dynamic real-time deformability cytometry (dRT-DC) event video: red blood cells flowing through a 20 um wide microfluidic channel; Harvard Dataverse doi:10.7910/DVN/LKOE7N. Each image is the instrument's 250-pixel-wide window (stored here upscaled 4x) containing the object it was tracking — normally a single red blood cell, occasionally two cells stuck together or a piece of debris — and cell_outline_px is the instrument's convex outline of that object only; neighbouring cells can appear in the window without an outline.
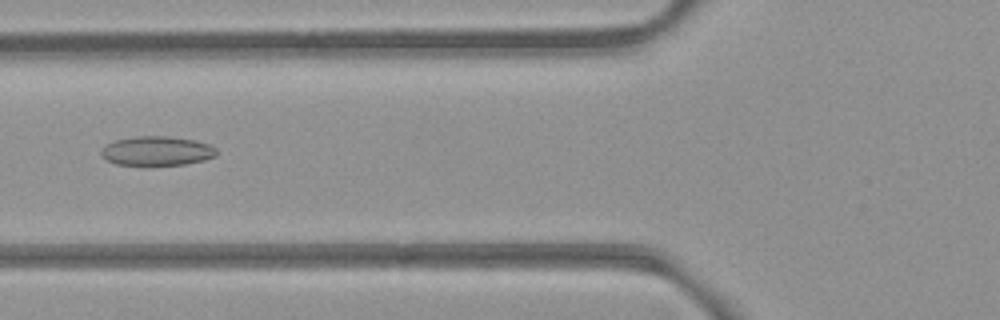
{"species": "common noctule bat (a hibernating species)", "species_latin": "Nyctalus noctula", "temperature_condition": "room temperature", "stored_images_in_passage": 53, "camera_frame_rate_fps": 3000, "um_per_image_px": 0.085, "animal": {"sex": "female", "body_mass_g": 21.9}, "frame": {"image": 1, "passage_image": 21, "time_ms": 6.667, "image_size_px": [1000, 320], "cell_outline_px": [[216, 156], [204, 160], [184, 164], [152, 168], [140, 168], [116, 164], [104, 160], [100, 152], [108, 144], [116, 140], [136, 136], [164, 136], [196, 140], [208, 144], [216, 148]], "centroid_in_image_um": [13.3, 12.89], "position_along_channel_um": 112.5, "area_um2": 20.52}}
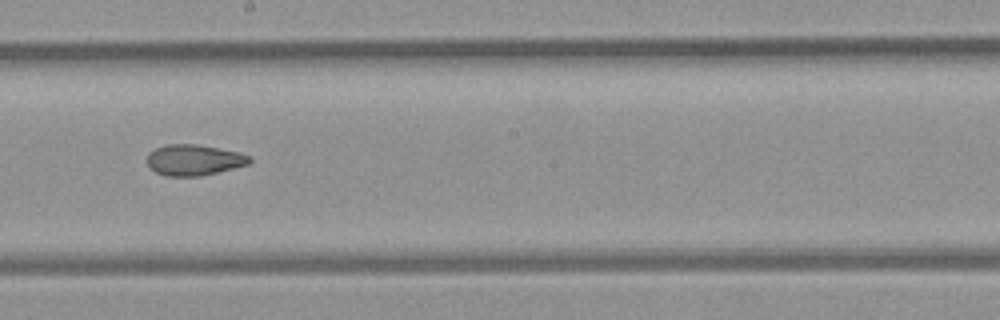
{"frame": {"image": 2, "passage_image": 30, "time_ms": 9.667, "image_size_px": [1000, 320], "cell_outline_px": [[252, 160], [248, 164], [200, 176], [164, 176], [148, 168], [148, 152], [156, 148], [168, 144], [196, 144], [240, 152], [252, 156]], "centroid_in_image_um": [16.47, 13.59], "position_along_channel_um": 231.7, "area_um2": 18.44}}
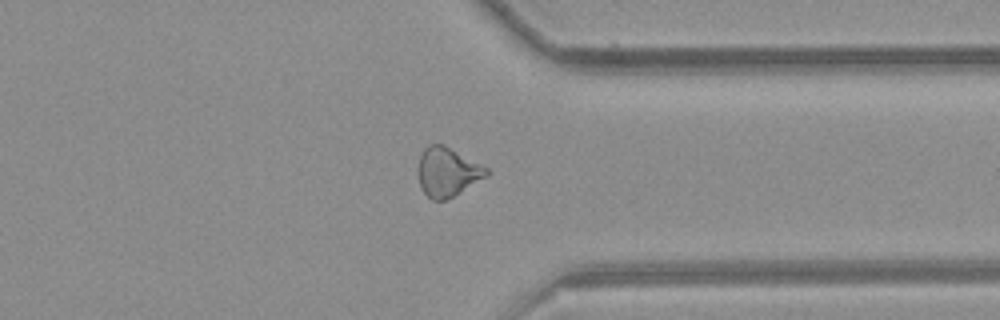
{"frame": {"image": 3, "passage_image": 41, "time_ms": 13.333, "image_size_px": [1000, 320], "cell_outline_px": [[488, 176], [452, 196], [444, 200], [432, 200], [420, 188], [416, 168], [420, 156], [424, 148], [428, 144], [444, 144], [488, 168]], "centroid_in_image_um": [37.99, 14.6], "position_along_channel_um": 373.4, "area_um2": 19.59}, "authors_computed_cell_mechanics": {"area_um2": 20.519, "velocity_mm_per_s": 3.9587, "shape_relaxation_time_tau1_ms": null, "shape_relaxation_time_tau2_ms": 2.9623, "deformation_change_tau1": null, "deformation_change_tau2": 0.0972}}